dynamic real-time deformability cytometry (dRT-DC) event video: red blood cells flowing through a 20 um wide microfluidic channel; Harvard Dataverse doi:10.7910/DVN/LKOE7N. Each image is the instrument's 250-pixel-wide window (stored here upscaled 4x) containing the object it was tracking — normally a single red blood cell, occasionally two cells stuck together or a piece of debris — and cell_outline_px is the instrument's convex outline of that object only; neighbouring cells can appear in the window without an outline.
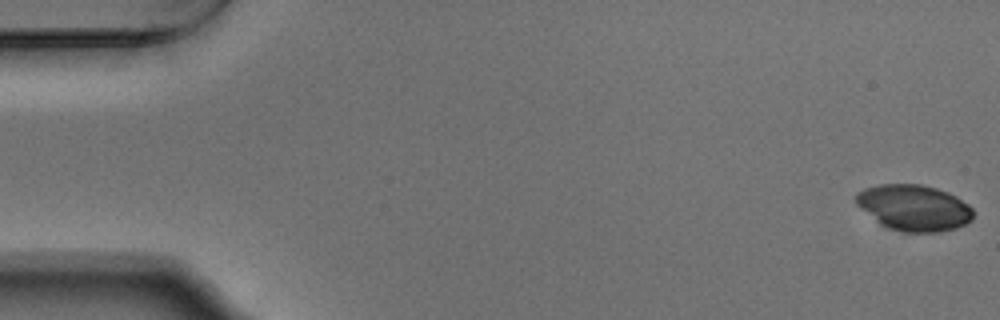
{"species": "Egyptian fruit bat (a non-hibernating species)", "species_latin": "Rousettus aegyptiacus", "temperature_condition": "warm", "stored_images_in_passage": 54, "camera_frame_rate_fps": 3000, "um_per_image_px": 0.085, "animal": {"sex": "male"}, "frame": {"image": 1, "passage_image": 1, "time_ms": 0.0, "image_size_px": [1000, 320], "cell_outline_px": [[972, 220], [956, 228], [936, 232], [904, 232], [888, 228], [856, 204], [856, 192], [864, 188], [880, 184], [920, 184], [936, 188], [948, 192], [956, 196], [968, 204], [972, 208]], "centroid_in_image_um": [77.7, 17.64], "position_along_channel_um": 7.3, "area_um2": 31.15}}